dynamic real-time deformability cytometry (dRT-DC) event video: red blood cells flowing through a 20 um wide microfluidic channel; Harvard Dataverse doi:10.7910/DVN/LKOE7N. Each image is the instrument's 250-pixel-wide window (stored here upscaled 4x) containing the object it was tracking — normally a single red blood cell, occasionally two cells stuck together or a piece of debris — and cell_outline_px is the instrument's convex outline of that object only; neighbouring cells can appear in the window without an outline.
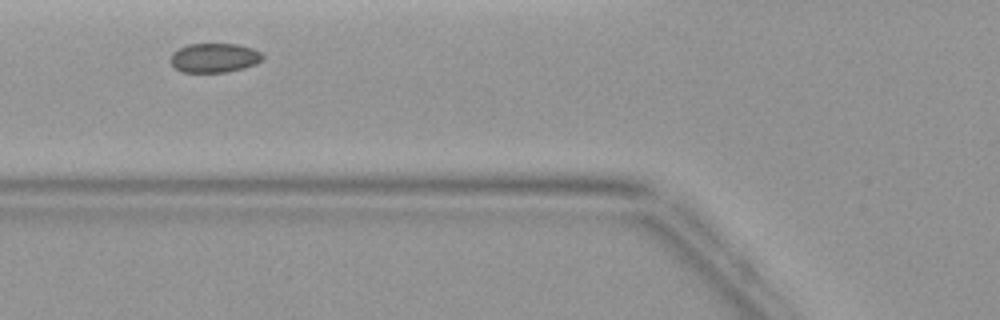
{"species": "common noctule bat (a hibernating species)", "species_latin": "Nyctalus noctula", "temperature_condition": "warm", "stored_images_in_passage": 2, "camera_frame_rate_fps": 3000, "um_per_image_px": 0.085, "animal": {"sex": "female", "body_mass_g": 19.9}, "frame": {"image": 1, "passage_image": 2, "time_ms": 1.333, "image_size_px": [1000, 320], "cell_outline_px": [[264, 56], [256, 64], [244, 68], [228, 72], [180, 72], [172, 64], [172, 52], [188, 44], [236, 44], [252, 48], [260, 52]], "centroid_in_image_um": [18.23, 4.92], "position_along_channel_um": 107.6, "area_um2": 15.61}}